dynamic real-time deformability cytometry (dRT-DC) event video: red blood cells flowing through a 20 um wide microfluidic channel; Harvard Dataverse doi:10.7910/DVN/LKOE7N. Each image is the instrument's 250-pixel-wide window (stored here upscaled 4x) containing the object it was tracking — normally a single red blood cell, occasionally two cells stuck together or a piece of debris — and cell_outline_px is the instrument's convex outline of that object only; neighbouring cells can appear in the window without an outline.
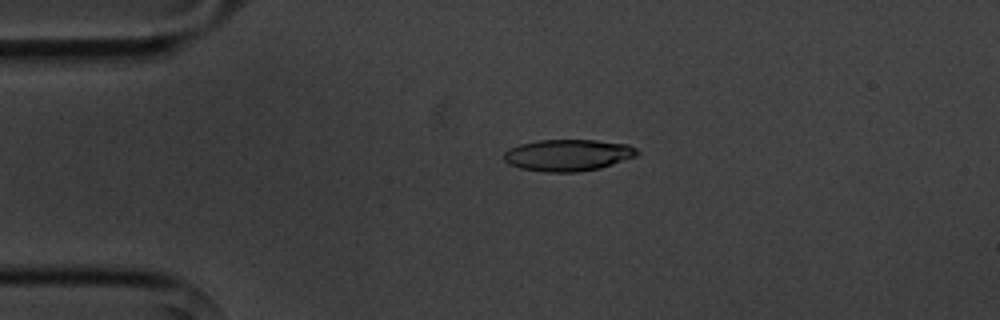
{"species": "common noctule bat (a hibernating species)", "species_latin": "Nyctalus noctula", "temperature_condition": "cold", "stored_images_in_passage": 5, "camera_frame_rate_fps": 3000, "um_per_image_px": 0.085, "animal": {"sex": "male", "body_mass_g": 20.1, "forearm_length_mm": 53.5}, "frame": {"image": 1, "passage_image": 4, "time_ms": 3.333, "image_size_px": [1000, 320], "cell_outline_px": [[640, 152], [636, 156], [600, 168], [580, 172], [548, 172], [520, 168], [508, 164], [504, 160], [504, 152], [520, 144], [540, 140], [596, 140], [628, 144], [636, 148]], "centroid_in_image_um": [48.29, 13.19], "position_along_channel_um": 36.7, "area_um2": 24.51}}